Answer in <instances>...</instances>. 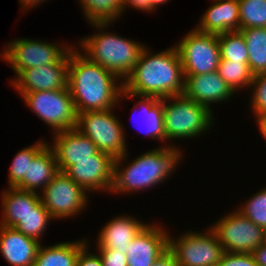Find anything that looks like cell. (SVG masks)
Wrapping results in <instances>:
<instances>
[{"label": "cell", "mask_w": 266, "mask_h": 266, "mask_svg": "<svg viewBox=\"0 0 266 266\" xmlns=\"http://www.w3.org/2000/svg\"><path fill=\"white\" fill-rule=\"evenodd\" d=\"M77 49H70L68 65V88L77 113L115 108L123 93V81Z\"/></svg>", "instance_id": "6da1fadb"}, {"label": "cell", "mask_w": 266, "mask_h": 266, "mask_svg": "<svg viewBox=\"0 0 266 266\" xmlns=\"http://www.w3.org/2000/svg\"><path fill=\"white\" fill-rule=\"evenodd\" d=\"M123 92L159 99L183 95L185 75L176 46L152 54L145 46L135 68L123 81Z\"/></svg>", "instance_id": "7a4b0ae2"}, {"label": "cell", "mask_w": 266, "mask_h": 266, "mask_svg": "<svg viewBox=\"0 0 266 266\" xmlns=\"http://www.w3.org/2000/svg\"><path fill=\"white\" fill-rule=\"evenodd\" d=\"M181 148L174 144L160 146L139 155L126 167L122 165L127 153L114 159L113 186L111 192L132 193L159 185L167 180L182 161ZM122 167V168H121Z\"/></svg>", "instance_id": "3957f363"}, {"label": "cell", "mask_w": 266, "mask_h": 266, "mask_svg": "<svg viewBox=\"0 0 266 266\" xmlns=\"http://www.w3.org/2000/svg\"><path fill=\"white\" fill-rule=\"evenodd\" d=\"M110 24L111 22H90V25L99 31L91 36L80 38L78 43L81 49L79 50L89 60L124 81L135 68L145 45L126 37L123 38L120 34L104 32L103 30L108 29Z\"/></svg>", "instance_id": "277c9868"}, {"label": "cell", "mask_w": 266, "mask_h": 266, "mask_svg": "<svg viewBox=\"0 0 266 266\" xmlns=\"http://www.w3.org/2000/svg\"><path fill=\"white\" fill-rule=\"evenodd\" d=\"M162 106L164 131L168 142L196 138L213 126V111L184 94L162 98Z\"/></svg>", "instance_id": "5b68a950"}, {"label": "cell", "mask_w": 266, "mask_h": 266, "mask_svg": "<svg viewBox=\"0 0 266 266\" xmlns=\"http://www.w3.org/2000/svg\"><path fill=\"white\" fill-rule=\"evenodd\" d=\"M113 111L114 108L80 113L76 129L89 137L100 152L116 159L128 150L124 125Z\"/></svg>", "instance_id": "8992f818"}, {"label": "cell", "mask_w": 266, "mask_h": 266, "mask_svg": "<svg viewBox=\"0 0 266 266\" xmlns=\"http://www.w3.org/2000/svg\"><path fill=\"white\" fill-rule=\"evenodd\" d=\"M18 93L25 105L54 129L53 133L77 128L78 113L69 88Z\"/></svg>", "instance_id": "52a82bcc"}, {"label": "cell", "mask_w": 266, "mask_h": 266, "mask_svg": "<svg viewBox=\"0 0 266 266\" xmlns=\"http://www.w3.org/2000/svg\"><path fill=\"white\" fill-rule=\"evenodd\" d=\"M188 231L175 240L169 234V250L178 266H217L224 254L215 232Z\"/></svg>", "instance_id": "ba28073f"}, {"label": "cell", "mask_w": 266, "mask_h": 266, "mask_svg": "<svg viewBox=\"0 0 266 266\" xmlns=\"http://www.w3.org/2000/svg\"><path fill=\"white\" fill-rule=\"evenodd\" d=\"M184 75H199L217 71L221 60L218 36L198 31L188 32L175 45Z\"/></svg>", "instance_id": "9c48e42d"}, {"label": "cell", "mask_w": 266, "mask_h": 266, "mask_svg": "<svg viewBox=\"0 0 266 266\" xmlns=\"http://www.w3.org/2000/svg\"><path fill=\"white\" fill-rule=\"evenodd\" d=\"M225 252L252 253L265 243V230L238 210L227 213L210 227Z\"/></svg>", "instance_id": "30bf717a"}, {"label": "cell", "mask_w": 266, "mask_h": 266, "mask_svg": "<svg viewBox=\"0 0 266 266\" xmlns=\"http://www.w3.org/2000/svg\"><path fill=\"white\" fill-rule=\"evenodd\" d=\"M63 46V47H62ZM73 45H59L28 38L14 39L3 49V60L9 62L16 77L25 69L58 62Z\"/></svg>", "instance_id": "8fae6325"}, {"label": "cell", "mask_w": 266, "mask_h": 266, "mask_svg": "<svg viewBox=\"0 0 266 266\" xmlns=\"http://www.w3.org/2000/svg\"><path fill=\"white\" fill-rule=\"evenodd\" d=\"M41 193L43 206L55 220L74 217L88 205V192L65 172L59 171Z\"/></svg>", "instance_id": "7c38bea8"}, {"label": "cell", "mask_w": 266, "mask_h": 266, "mask_svg": "<svg viewBox=\"0 0 266 266\" xmlns=\"http://www.w3.org/2000/svg\"><path fill=\"white\" fill-rule=\"evenodd\" d=\"M114 159L98 151L92 159L76 160L65 173L86 192H111L113 186ZM109 191V192H108Z\"/></svg>", "instance_id": "4fadbf2b"}, {"label": "cell", "mask_w": 266, "mask_h": 266, "mask_svg": "<svg viewBox=\"0 0 266 266\" xmlns=\"http://www.w3.org/2000/svg\"><path fill=\"white\" fill-rule=\"evenodd\" d=\"M70 50L56 63L23 70L12 79L18 92L50 91L68 88Z\"/></svg>", "instance_id": "5bb4252c"}, {"label": "cell", "mask_w": 266, "mask_h": 266, "mask_svg": "<svg viewBox=\"0 0 266 266\" xmlns=\"http://www.w3.org/2000/svg\"><path fill=\"white\" fill-rule=\"evenodd\" d=\"M161 225L149 223L126 247L128 266H151L169 249V232Z\"/></svg>", "instance_id": "9a60e30c"}, {"label": "cell", "mask_w": 266, "mask_h": 266, "mask_svg": "<svg viewBox=\"0 0 266 266\" xmlns=\"http://www.w3.org/2000/svg\"><path fill=\"white\" fill-rule=\"evenodd\" d=\"M53 135L54 141L50 147L55 153L60 172L76 164V160L92 159V155L99 151L95 143L77 129L59 131Z\"/></svg>", "instance_id": "2e32d148"}, {"label": "cell", "mask_w": 266, "mask_h": 266, "mask_svg": "<svg viewBox=\"0 0 266 266\" xmlns=\"http://www.w3.org/2000/svg\"><path fill=\"white\" fill-rule=\"evenodd\" d=\"M236 94L217 71L199 75H185L184 95L210 111L212 103L228 101Z\"/></svg>", "instance_id": "e0dca14e"}, {"label": "cell", "mask_w": 266, "mask_h": 266, "mask_svg": "<svg viewBox=\"0 0 266 266\" xmlns=\"http://www.w3.org/2000/svg\"><path fill=\"white\" fill-rule=\"evenodd\" d=\"M40 245L15 228L0 225V252L10 266H34Z\"/></svg>", "instance_id": "ac0fdd59"}, {"label": "cell", "mask_w": 266, "mask_h": 266, "mask_svg": "<svg viewBox=\"0 0 266 266\" xmlns=\"http://www.w3.org/2000/svg\"><path fill=\"white\" fill-rule=\"evenodd\" d=\"M214 3L202 15L196 29L209 34L240 30L238 0H212Z\"/></svg>", "instance_id": "d6986e66"}, {"label": "cell", "mask_w": 266, "mask_h": 266, "mask_svg": "<svg viewBox=\"0 0 266 266\" xmlns=\"http://www.w3.org/2000/svg\"><path fill=\"white\" fill-rule=\"evenodd\" d=\"M146 224L133 216L112 218L101 229L97 238V249H115L126 254L127 246Z\"/></svg>", "instance_id": "ffe728a7"}, {"label": "cell", "mask_w": 266, "mask_h": 266, "mask_svg": "<svg viewBox=\"0 0 266 266\" xmlns=\"http://www.w3.org/2000/svg\"><path fill=\"white\" fill-rule=\"evenodd\" d=\"M1 226L14 227L41 202L40 193L8 187L2 191ZM39 194V195H38Z\"/></svg>", "instance_id": "44dd1931"}, {"label": "cell", "mask_w": 266, "mask_h": 266, "mask_svg": "<svg viewBox=\"0 0 266 266\" xmlns=\"http://www.w3.org/2000/svg\"><path fill=\"white\" fill-rule=\"evenodd\" d=\"M128 97L134 99H138V97L141 98L133 106L134 112L137 111V108H139V110L141 108L142 113H140V120L138 119V121L137 119H133V117L131 118L139 122V125L141 127H139L138 129L140 130L141 128L140 132L143 131L146 136L157 139L158 141H165L166 134L164 131L162 99L154 96H138L129 92H123L120 95L121 101L123 100L122 98Z\"/></svg>", "instance_id": "7402d4cb"}, {"label": "cell", "mask_w": 266, "mask_h": 266, "mask_svg": "<svg viewBox=\"0 0 266 266\" xmlns=\"http://www.w3.org/2000/svg\"><path fill=\"white\" fill-rule=\"evenodd\" d=\"M58 173L55 153L50 144H47L32 161H28V179H23L15 188L32 192L37 189L43 191Z\"/></svg>", "instance_id": "603a6c76"}, {"label": "cell", "mask_w": 266, "mask_h": 266, "mask_svg": "<svg viewBox=\"0 0 266 266\" xmlns=\"http://www.w3.org/2000/svg\"><path fill=\"white\" fill-rule=\"evenodd\" d=\"M86 244V239L61 242L47 247L41 244L34 266H76L77 256Z\"/></svg>", "instance_id": "cb8c5ba5"}, {"label": "cell", "mask_w": 266, "mask_h": 266, "mask_svg": "<svg viewBox=\"0 0 266 266\" xmlns=\"http://www.w3.org/2000/svg\"><path fill=\"white\" fill-rule=\"evenodd\" d=\"M248 49V65L253 75L266 73V28L239 30Z\"/></svg>", "instance_id": "d4e9b609"}, {"label": "cell", "mask_w": 266, "mask_h": 266, "mask_svg": "<svg viewBox=\"0 0 266 266\" xmlns=\"http://www.w3.org/2000/svg\"><path fill=\"white\" fill-rule=\"evenodd\" d=\"M79 2L89 22L113 23L123 14L122 0H79Z\"/></svg>", "instance_id": "484cf974"}, {"label": "cell", "mask_w": 266, "mask_h": 266, "mask_svg": "<svg viewBox=\"0 0 266 266\" xmlns=\"http://www.w3.org/2000/svg\"><path fill=\"white\" fill-rule=\"evenodd\" d=\"M217 72L235 93L241 88L248 89L254 76L250 71L248 62L224 59L220 60Z\"/></svg>", "instance_id": "4316f807"}, {"label": "cell", "mask_w": 266, "mask_h": 266, "mask_svg": "<svg viewBox=\"0 0 266 266\" xmlns=\"http://www.w3.org/2000/svg\"><path fill=\"white\" fill-rule=\"evenodd\" d=\"M47 144V141L39 140L17 152L9 168L8 187H16L23 179H28V161H32Z\"/></svg>", "instance_id": "83f0119b"}, {"label": "cell", "mask_w": 266, "mask_h": 266, "mask_svg": "<svg viewBox=\"0 0 266 266\" xmlns=\"http://www.w3.org/2000/svg\"><path fill=\"white\" fill-rule=\"evenodd\" d=\"M51 219L53 218L50 213L45 209L42 202H40L34 210L24 216L22 221L13 228L41 243V237L46 231V227Z\"/></svg>", "instance_id": "f1b7e54d"}, {"label": "cell", "mask_w": 266, "mask_h": 266, "mask_svg": "<svg viewBox=\"0 0 266 266\" xmlns=\"http://www.w3.org/2000/svg\"><path fill=\"white\" fill-rule=\"evenodd\" d=\"M221 59L248 62V49L240 31H229L217 35Z\"/></svg>", "instance_id": "f546056e"}, {"label": "cell", "mask_w": 266, "mask_h": 266, "mask_svg": "<svg viewBox=\"0 0 266 266\" xmlns=\"http://www.w3.org/2000/svg\"><path fill=\"white\" fill-rule=\"evenodd\" d=\"M240 29L266 28V0H238Z\"/></svg>", "instance_id": "4dcf8cb0"}, {"label": "cell", "mask_w": 266, "mask_h": 266, "mask_svg": "<svg viewBox=\"0 0 266 266\" xmlns=\"http://www.w3.org/2000/svg\"><path fill=\"white\" fill-rule=\"evenodd\" d=\"M251 196L237 210L255 225L266 230V187Z\"/></svg>", "instance_id": "1f68e13d"}, {"label": "cell", "mask_w": 266, "mask_h": 266, "mask_svg": "<svg viewBox=\"0 0 266 266\" xmlns=\"http://www.w3.org/2000/svg\"><path fill=\"white\" fill-rule=\"evenodd\" d=\"M249 88L252 91L250 102L252 107L249 109L252 110L257 121L266 116V73L254 75Z\"/></svg>", "instance_id": "d6a6232c"}, {"label": "cell", "mask_w": 266, "mask_h": 266, "mask_svg": "<svg viewBox=\"0 0 266 266\" xmlns=\"http://www.w3.org/2000/svg\"><path fill=\"white\" fill-rule=\"evenodd\" d=\"M217 266H259L252 253L224 252Z\"/></svg>", "instance_id": "836d02e7"}, {"label": "cell", "mask_w": 266, "mask_h": 266, "mask_svg": "<svg viewBox=\"0 0 266 266\" xmlns=\"http://www.w3.org/2000/svg\"><path fill=\"white\" fill-rule=\"evenodd\" d=\"M103 266H128L126 254L115 249H97Z\"/></svg>", "instance_id": "e575fe53"}, {"label": "cell", "mask_w": 266, "mask_h": 266, "mask_svg": "<svg viewBox=\"0 0 266 266\" xmlns=\"http://www.w3.org/2000/svg\"><path fill=\"white\" fill-rule=\"evenodd\" d=\"M89 243L86 244L77 256L76 266H103L99 253L88 252Z\"/></svg>", "instance_id": "d590c367"}, {"label": "cell", "mask_w": 266, "mask_h": 266, "mask_svg": "<svg viewBox=\"0 0 266 266\" xmlns=\"http://www.w3.org/2000/svg\"><path fill=\"white\" fill-rule=\"evenodd\" d=\"M123 1V12L126 10V8L134 7L137 10H140L143 12L147 11L146 13H150L154 11L149 4V0H122ZM127 6V7H126Z\"/></svg>", "instance_id": "8d00e7d4"}, {"label": "cell", "mask_w": 266, "mask_h": 266, "mask_svg": "<svg viewBox=\"0 0 266 266\" xmlns=\"http://www.w3.org/2000/svg\"><path fill=\"white\" fill-rule=\"evenodd\" d=\"M151 266H178L174 254L168 249Z\"/></svg>", "instance_id": "74e56055"}, {"label": "cell", "mask_w": 266, "mask_h": 266, "mask_svg": "<svg viewBox=\"0 0 266 266\" xmlns=\"http://www.w3.org/2000/svg\"><path fill=\"white\" fill-rule=\"evenodd\" d=\"M252 255L259 266H266V243L255 249Z\"/></svg>", "instance_id": "f35d334b"}, {"label": "cell", "mask_w": 266, "mask_h": 266, "mask_svg": "<svg viewBox=\"0 0 266 266\" xmlns=\"http://www.w3.org/2000/svg\"><path fill=\"white\" fill-rule=\"evenodd\" d=\"M20 4L22 5L20 9L23 8V10H29L31 8L36 7V5L41 4V2H45L46 0H19Z\"/></svg>", "instance_id": "ab89813d"}, {"label": "cell", "mask_w": 266, "mask_h": 266, "mask_svg": "<svg viewBox=\"0 0 266 266\" xmlns=\"http://www.w3.org/2000/svg\"><path fill=\"white\" fill-rule=\"evenodd\" d=\"M256 124L259 126V131L261 132L263 138L266 140V116L258 119Z\"/></svg>", "instance_id": "60d3db41"}, {"label": "cell", "mask_w": 266, "mask_h": 266, "mask_svg": "<svg viewBox=\"0 0 266 266\" xmlns=\"http://www.w3.org/2000/svg\"><path fill=\"white\" fill-rule=\"evenodd\" d=\"M169 0H149L150 7L156 11L157 7L163 3H167Z\"/></svg>", "instance_id": "b9f144b4"}]
</instances>
